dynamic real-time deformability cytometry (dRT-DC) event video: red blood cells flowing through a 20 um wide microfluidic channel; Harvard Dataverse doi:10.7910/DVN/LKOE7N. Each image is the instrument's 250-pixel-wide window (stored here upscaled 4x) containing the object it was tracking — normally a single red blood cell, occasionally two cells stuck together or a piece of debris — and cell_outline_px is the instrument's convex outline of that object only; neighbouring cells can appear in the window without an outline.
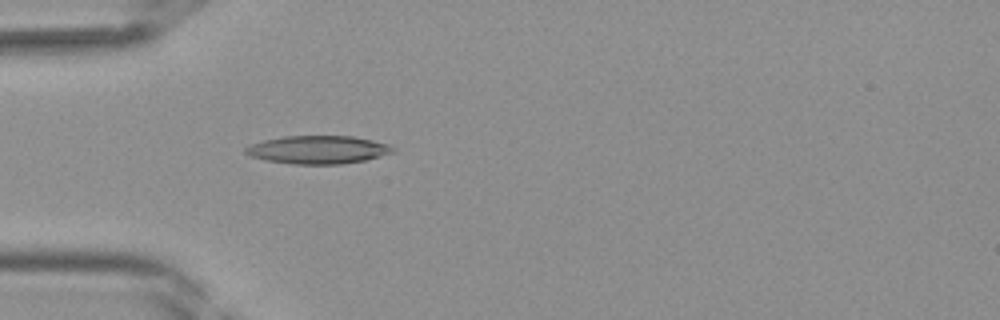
{"species": "Egyptian fruit bat (a non-hibernating species)", "species_latin": "Rousettus aegyptiacus", "temperature_condition": "room temperature", "stored_images_in_passage": 29, "camera_frame_rate_fps": 3000, "um_per_image_px": 0.085, "frame": {"image": 1, "passage_image": 1, "time_ms": 0.0, "image_size_px": [1000, 320], "cell_outline_px": [[396, 152], [364, 160], [340, 164], [292, 164], [264, 160], [252, 156], [244, 152], [244, 148], [252, 144], [264, 140], [284, 136], [352, 136], [372, 140], [388, 144], [396, 148]], "centroid_in_image_um": [27.05, 12.72], "position_along_channel_um": 58.0, "area_um2": 24.1}}
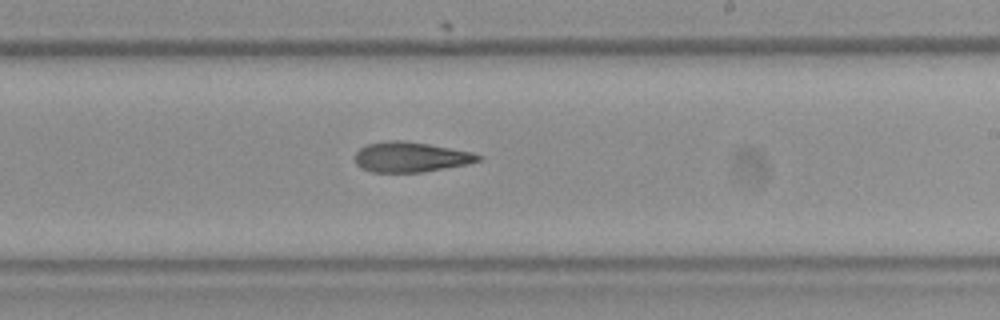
{"frame": {"image": 2, "passage_image": 13, "time_ms": 4.0, "image_size_px": [1000, 320], "cell_outline_px": [[484, 160], [468, 164], [424, 172], [372, 172], [360, 168], [356, 164], [356, 152], [360, 148], [368, 144], [384, 140], [404, 140], [428, 144], [472, 152], [484, 156]], "centroid_in_image_um": [34.94, 13.35], "position_along_channel_um": 254.1, "area_um2": 21.85}}
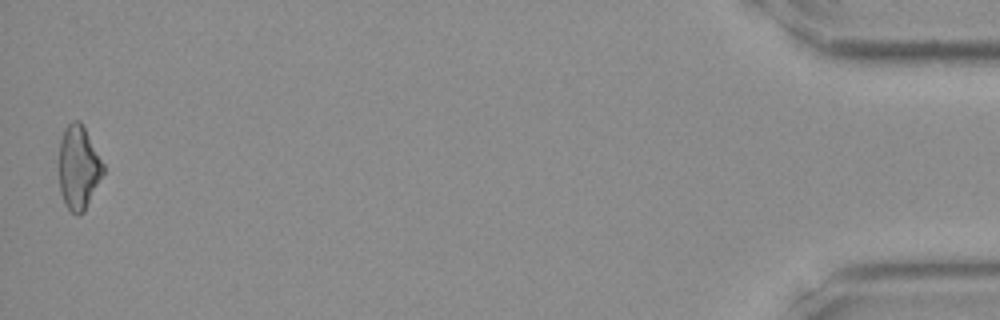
{"frame": {"image": 3, "passage_image": 29, "time_ms": 9.333, "image_size_px": [1000, 320], "cell_outline_px": [[104, 172], [84, 212], [80, 216], [76, 216], [68, 208], [60, 192], [60, 140], [64, 128], [72, 120], [80, 120], [104, 164]], "centroid_in_image_um": [6.68, 14.24], "position_along_channel_um": 428.5, "area_um2": 21.39}}